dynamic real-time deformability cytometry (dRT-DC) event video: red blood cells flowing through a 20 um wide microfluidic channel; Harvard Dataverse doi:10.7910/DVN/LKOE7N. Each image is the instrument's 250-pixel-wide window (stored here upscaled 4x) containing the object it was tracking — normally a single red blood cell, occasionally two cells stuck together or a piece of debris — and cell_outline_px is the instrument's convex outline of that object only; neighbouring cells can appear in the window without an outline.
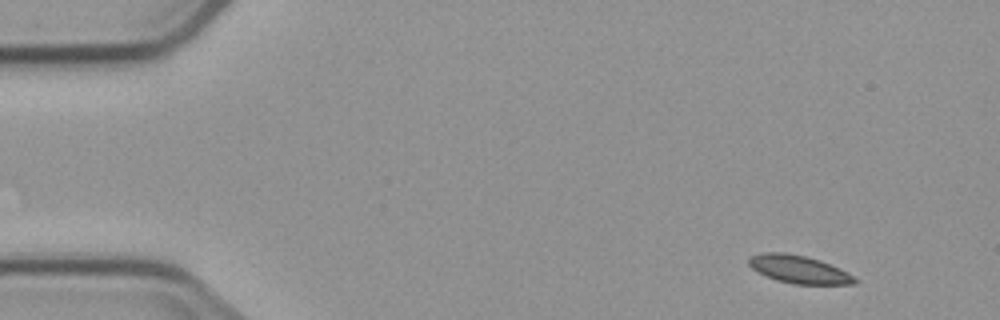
{"species": "common noctule bat (a hibernating species)", "species_latin": "Nyctalus noctula", "temperature_condition": "cold", "stored_images_in_passage": 4, "camera_frame_rate_fps": 3000, "um_per_image_px": 0.085, "animal": {"sex": "male", "body_mass_g": 23.1, "forearm_length_mm": 52.7}, "frame": {"image": 1, "passage_image": 1, "time_ms": 0.0, "image_size_px": [1000, 320], "cell_outline_px": [[860, 280], [856, 284], [792, 284], [776, 280], [752, 268], [748, 264], [748, 260], [752, 256], [764, 252], [784, 252], [804, 256], [820, 260]], "centroid_in_image_um": [67.89, 22.9], "position_along_channel_um": 17.1, "area_um2": 16.82}}
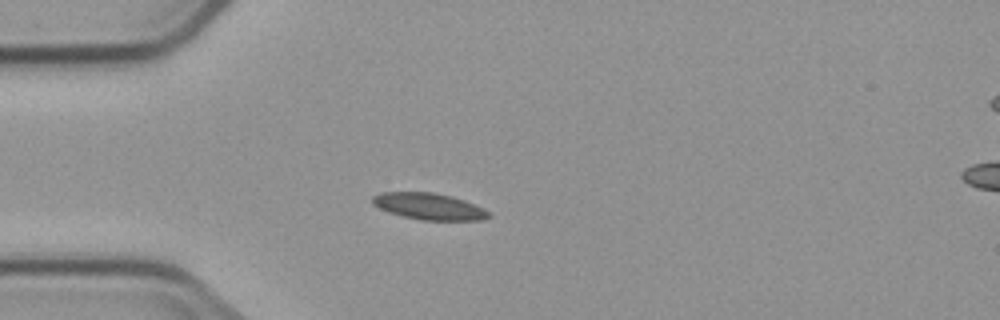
{"frame": {"image": 2, "passage_image": 3, "time_ms": 3.333, "image_size_px": [1000, 320], "cell_outline_px": [[492, 216], [484, 220], [420, 220], [388, 212], [372, 204], [372, 196], [380, 192], [432, 192], [452, 196], [464, 200], [488, 212]], "centroid_in_image_um": [36.43, 17.54], "position_along_channel_um": 48.6, "area_um2": 17.86}}